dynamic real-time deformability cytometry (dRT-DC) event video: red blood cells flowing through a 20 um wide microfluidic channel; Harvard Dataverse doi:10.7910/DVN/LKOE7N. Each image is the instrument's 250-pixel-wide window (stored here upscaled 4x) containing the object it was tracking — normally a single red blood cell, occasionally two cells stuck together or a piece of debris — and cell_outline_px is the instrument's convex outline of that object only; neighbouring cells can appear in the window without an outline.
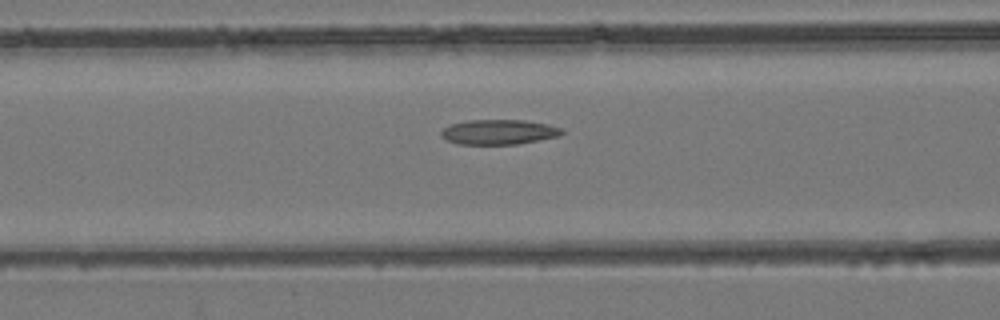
{"species": "common noctule bat (a hibernating species)", "species_latin": "Nyctalus noctula", "temperature_condition": "room temperature", "stored_images_in_passage": 41, "camera_frame_rate_fps": 3000, "um_per_image_px": 0.085, "animal": {"sex": "female", "body_mass_g": 24.6, "forearm_length_mm": 56.2}, "frame": {"image": 1, "passage_image": 13, "time_ms": 4.0, "image_size_px": [1000, 320], "cell_outline_px": [[564, 132], [560, 136], [516, 144], [456, 144], [440, 136], [440, 132], [448, 124], [468, 120], [524, 120], [548, 124], [564, 128]], "centroid_in_image_um": [42.4, 11.21], "position_along_channel_um": 124.2, "area_um2": 17.69}}
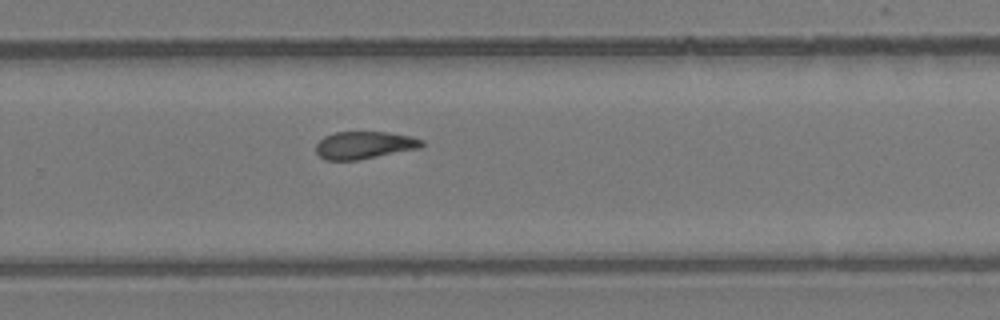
{"frame": {"image": 2, "passage_image": 25, "time_ms": 8.0, "image_size_px": [1000, 320], "cell_outline_px": [[424, 144], [420, 148], [356, 160], [324, 160], [316, 152], [316, 144], [324, 136], [336, 132], [388, 132], [412, 136], [424, 140]], "centroid_in_image_um": [30.97, 12.33], "position_along_channel_um": 298.8, "area_um2": 16.94}}
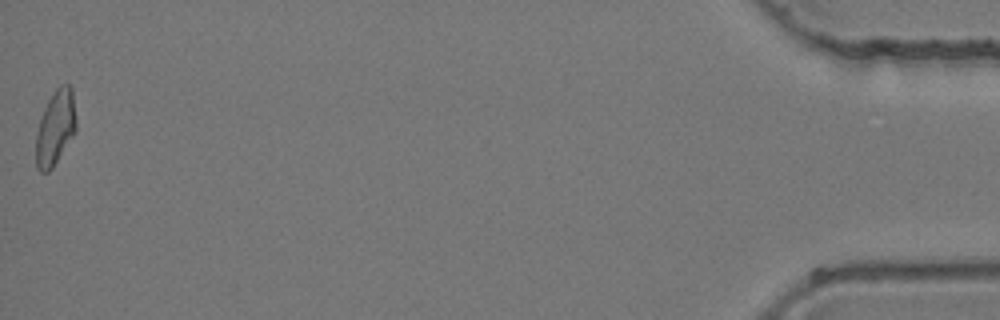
{"frame": {"image": 3, "passage_image": 41, "time_ms": 13.333, "image_size_px": [1000, 320], "cell_outline_px": [[76, 132], [52, 168], [48, 172], [40, 172], [36, 168], [36, 132], [44, 108], [48, 100], [56, 88], [60, 84], [68, 84], [72, 88], [76, 116]], "centroid_in_image_um": [4.72, 10.86], "position_along_channel_um": 430.5, "area_um2": 17.63}}